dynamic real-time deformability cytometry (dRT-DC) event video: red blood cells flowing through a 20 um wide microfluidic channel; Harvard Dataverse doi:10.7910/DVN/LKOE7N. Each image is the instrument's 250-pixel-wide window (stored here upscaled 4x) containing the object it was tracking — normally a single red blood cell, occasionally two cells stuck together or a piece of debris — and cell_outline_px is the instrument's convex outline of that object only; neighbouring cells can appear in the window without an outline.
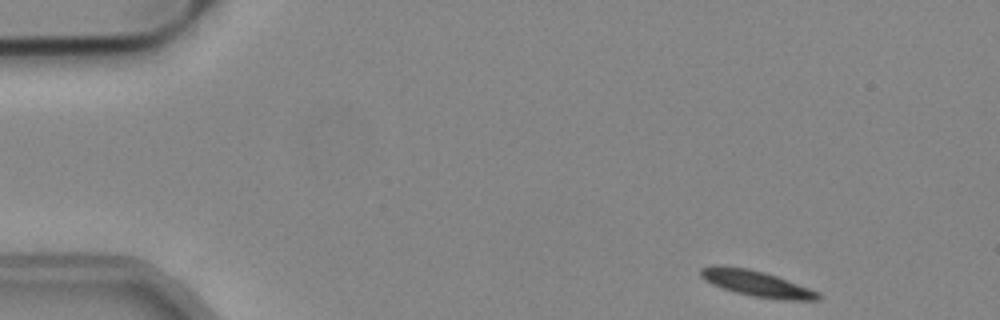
{"species": "common noctule bat (a hibernating species)", "species_latin": "Nyctalus noctula", "temperature_condition": "cold", "stored_images_in_passage": 49, "camera_frame_rate_fps": 3000, "um_per_image_px": 0.085, "animal": {"sex": "male", "body_mass_g": 19.2, "forearm_length_mm": 51.8}, "frame": {"image": 1, "passage_image": 1, "time_ms": 0.0, "image_size_px": [1000, 320], "cell_outline_px": [[824, 296], [820, 300], [788, 300], [756, 296], [736, 292], [712, 284], [704, 280], [700, 276], [700, 268], [716, 264], [720, 264], [748, 268], [764, 272], [776, 276], [820, 292]], "centroid_in_image_um": [64.31, 24.08], "position_along_channel_um": 20.7, "area_um2": 17.69}}
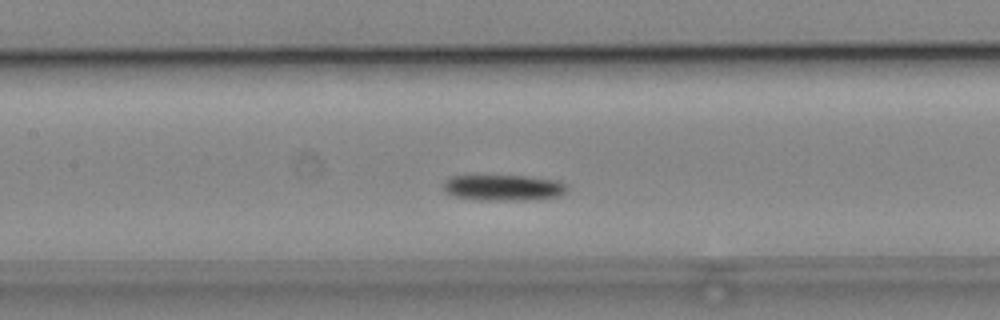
{"frame": {"image": 2, "passage_image": 20, "time_ms": 6.333, "image_size_px": [1000, 320], "cell_outline_px": [[568, 188], [560, 196], [524, 200], [484, 200], [456, 196], [448, 192], [444, 188], [444, 184], [452, 176], [524, 176], [556, 180], [564, 184]], "centroid_in_image_um": [42.84, 15.95], "position_along_channel_um": 164.6, "area_um2": 18.15}}
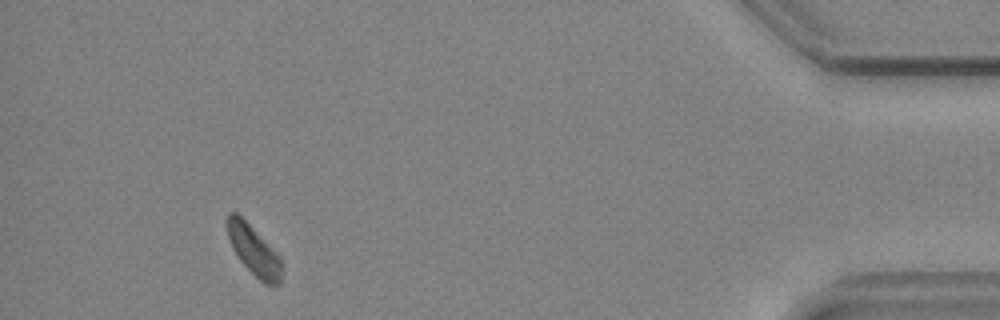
{"frame": {"image": 3, "passage_image": 45, "time_ms": 14.667, "image_size_px": [1000, 320], "cell_outline_px": [[280, 284], [264, 284], [240, 260], [232, 248], [228, 240], [228, 212], [236, 212], [280, 256]], "centroid_in_image_um": [21.55, 21.29], "position_along_channel_um": 413.7, "area_um2": 15.09}, "authors_computed_cell_mechanics": {"area_um2": 17.5712, "velocity_mm_per_s": 3.7784, "shape_relaxation_time_tau1_ms": 2.6993, "shape_relaxation_time_tau2_ms": null, "deformation_change_tau1": 0.0831, "deformation_change_tau2": null}}